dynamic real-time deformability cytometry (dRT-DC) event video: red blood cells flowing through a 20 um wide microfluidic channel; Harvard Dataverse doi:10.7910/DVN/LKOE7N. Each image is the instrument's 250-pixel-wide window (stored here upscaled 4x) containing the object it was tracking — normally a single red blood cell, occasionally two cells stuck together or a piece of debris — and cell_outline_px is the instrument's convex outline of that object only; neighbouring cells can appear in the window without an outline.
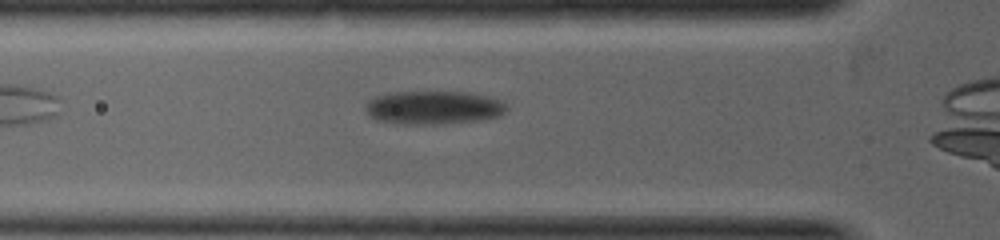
{"species": "common noctule bat (a hibernating species)", "species_latin": "Nyctalus noctula", "temperature_condition": "warm", "stored_images_in_passage": 12, "camera_frame_rate_fps": 5000, "um_per_image_px": 0.085, "animal": {"sex": "female", "body_mass_g": 19.0, "forearm_length_mm": 53.3}, "frame": {"image": 1, "passage_image": 6, "time_ms": 1.2, "image_size_px": [1000, 240], "cell_outline_px": [[508, 108], [500, 116], [480, 120], [432, 124], [424, 124], [376, 120], [368, 116], [364, 108], [368, 100], [376, 96], [396, 92], [468, 92], [488, 96], [500, 100], [508, 104]], "centroid_in_image_um": [36.88, 9.13], "position_along_channel_um": 88.9, "area_um2": 27.28}}
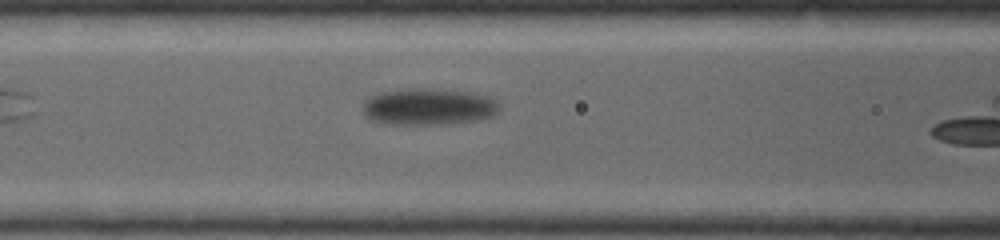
{"frame": {"image": 2, "passage_image": 9, "time_ms": 1.8, "image_size_px": [1000, 240], "cell_outline_px": [[500, 108], [492, 116], [476, 120], [440, 124], [384, 124], [368, 120], [364, 116], [364, 100], [368, 96], [380, 92], [408, 88], [428, 88], [472, 92], [488, 96], [496, 100], [500, 104]], "centroid_in_image_um": [36.38, 9.06], "position_along_channel_um": 130.2, "area_um2": 29.54}}
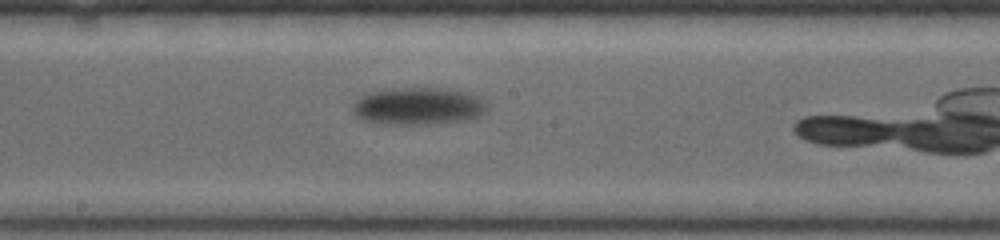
{"frame": {"image": 3, "passage_image": 12, "time_ms": 3.0, "image_size_px": [1000, 240], "cell_outline_px": [[488, 108], [480, 116], [460, 120], [428, 124], [388, 124], [364, 120], [356, 116], [352, 112], [352, 104], [360, 96], [368, 92], [388, 88], [440, 88], [464, 92], [480, 96], [488, 100]], "centroid_in_image_um": [35.54, 9.0], "position_along_channel_um": 212.7, "area_um2": 29.42}}